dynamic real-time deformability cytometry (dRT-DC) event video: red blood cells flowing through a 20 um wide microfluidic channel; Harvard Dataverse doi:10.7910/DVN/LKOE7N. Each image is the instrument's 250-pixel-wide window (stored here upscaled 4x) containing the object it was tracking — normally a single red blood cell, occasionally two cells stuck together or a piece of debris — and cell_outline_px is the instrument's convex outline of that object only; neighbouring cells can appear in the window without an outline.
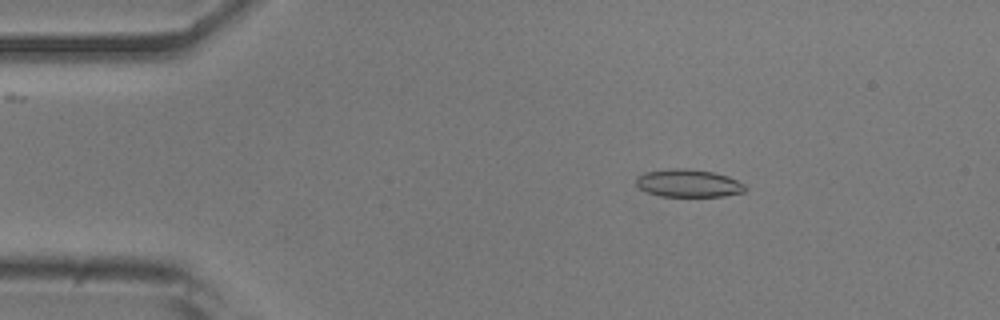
{"species": "common noctule bat (a hibernating species)", "species_latin": "Nyctalus noctula", "temperature_condition": "room temperature", "stored_images_in_passage": 51, "camera_frame_rate_fps": 3000, "um_per_image_px": 0.085, "animal": {"sex": "male", "body_mass_g": 20.5, "forearm_length_mm": 52.5}, "frame": {"image": 1, "passage_image": 8, "time_ms": 2.333, "image_size_px": [1000, 320], "cell_outline_px": [[748, 188], [744, 192], [724, 196], [660, 196], [648, 192], [640, 188], [636, 184], [636, 180], [644, 172], [672, 168], [688, 168], [712, 172], [728, 176], [744, 184]], "centroid_in_image_um": [58.54, 15.57], "position_along_channel_um": 26.5, "area_um2": 17.57}}
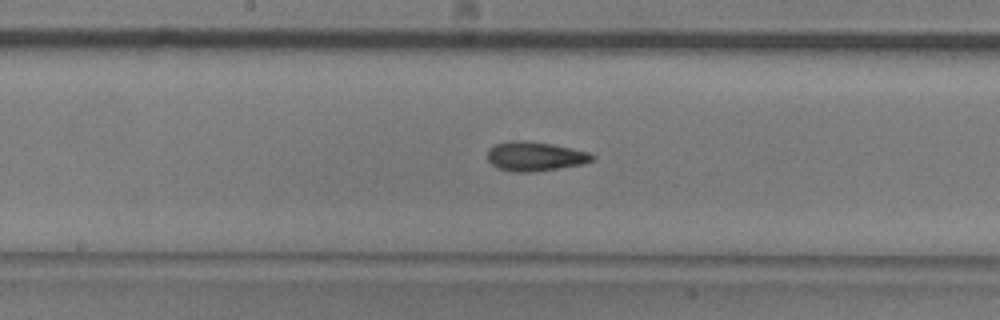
{"frame": {"image": 2, "passage_image": 26, "time_ms": 8.333, "image_size_px": [1000, 320], "cell_outline_px": [[596, 156], [592, 160], [584, 164], [536, 172], [516, 172], [500, 168], [492, 164], [488, 160], [488, 148], [496, 144], [508, 140], [524, 140], [552, 144], [572, 148], [588, 152]], "centroid_in_image_um": [45.49, 13.28], "position_along_channel_um": 202.7, "area_um2": 17.98}}
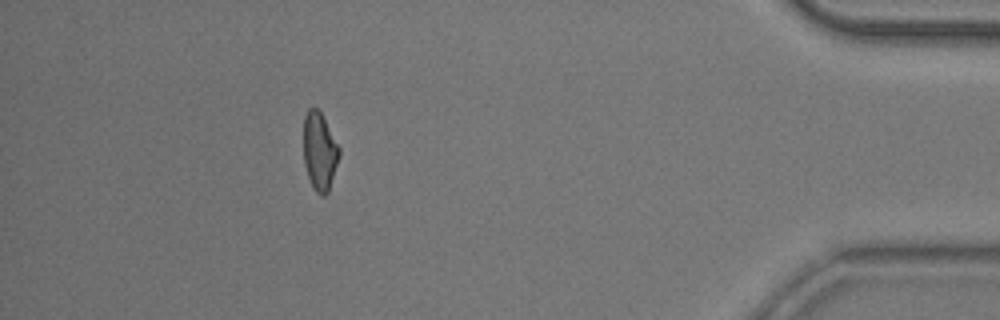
{"frame": {"image": 3, "passage_image": 46, "time_ms": 15.0, "image_size_px": [1000, 320], "cell_outline_px": [[340, 156], [328, 192], [324, 196], [320, 196], [312, 188], [304, 164], [304, 116], [308, 108], [316, 108], [320, 112], [340, 148]], "centroid_in_image_um": [27.16, 12.9], "position_along_channel_um": 408.0, "area_um2": 16.18}, "authors_computed_cell_mechanics": {"area_um2": 17.2244, "velocity_mm_per_s": 3.8968, "shape_relaxation_time_tau1_ms": 9.4271, "shape_relaxation_time_tau2_ms": 2.9128, "deformation_change_tau1": 0.2062, "deformation_change_tau2": 0.111}}